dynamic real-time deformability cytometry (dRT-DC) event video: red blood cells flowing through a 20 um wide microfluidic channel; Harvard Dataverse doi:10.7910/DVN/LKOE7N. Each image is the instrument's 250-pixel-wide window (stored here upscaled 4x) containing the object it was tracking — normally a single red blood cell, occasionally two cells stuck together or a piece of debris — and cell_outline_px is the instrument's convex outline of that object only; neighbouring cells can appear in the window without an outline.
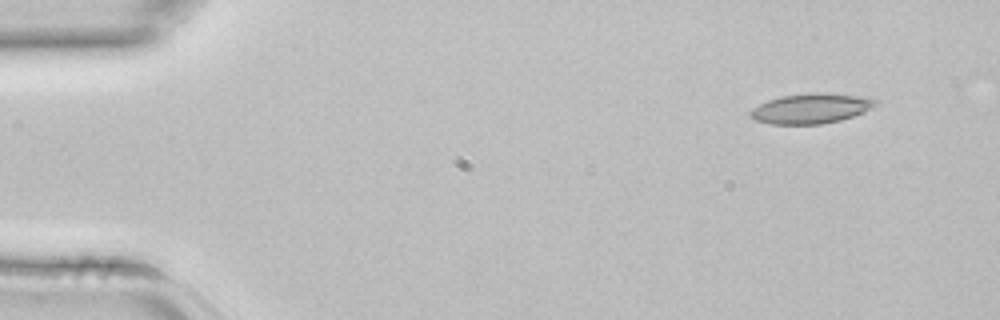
{"species": "common noctule bat (a hibernating species)", "species_latin": "Nyctalus noctula", "temperature_condition": "room temperature", "stored_images_in_passage": 4, "segment_of_instrument_passage": [1, 2], "camera_frame_rate_fps": 3000, "um_per_image_px": 0.085, "animal": {"sex": "female", "body_mass_g": 22.7, "forearm_length_mm": 54.2}, "frame": {"image": 1, "passage_image": 1, "time_ms": 0.0, "image_size_px": [1000, 320], "cell_outline_px": [[880, 104], [872, 108], [852, 116], [840, 120], [820, 124], [768, 124], [756, 120], [748, 116], [748, 112], [752, 108], [768, 100], [780, 96], [816, 92], [824, 92], [868, 96], [880, 100]], "centroid_in_image_um": [68.98, 9.2], "position_along_channel_um": 16.0, "area_um2": 22.31}}
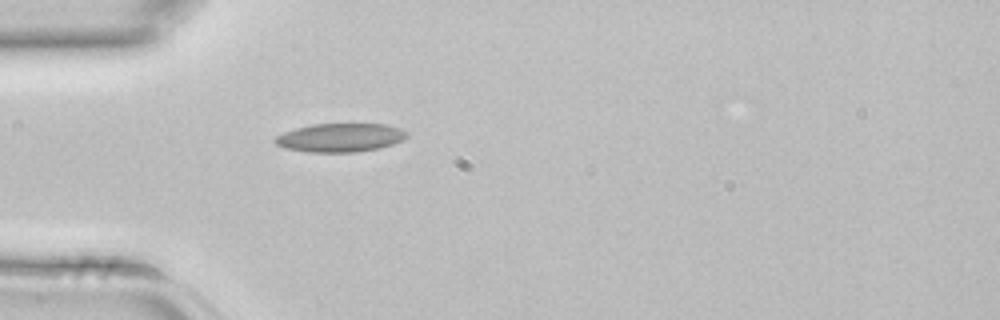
{"frame": {"image": 2, "passage_image": 3, "time_ms": 0.667, "image_size_px": [1000, 320], "cell_outline_px": [[408, 136], [404, 140], [380, 148], [356, 152], [308, 152], [284, 148], [276, 144], [272, 140], [276, 136], [284, 132], [296, 128], [312, 124], [388, 124], [400, 128], [408, 132]], "centroid_in_image_um": [28.93, 11.7], "position_along_channel_um": 56.1, "area_um2": 22.14}}